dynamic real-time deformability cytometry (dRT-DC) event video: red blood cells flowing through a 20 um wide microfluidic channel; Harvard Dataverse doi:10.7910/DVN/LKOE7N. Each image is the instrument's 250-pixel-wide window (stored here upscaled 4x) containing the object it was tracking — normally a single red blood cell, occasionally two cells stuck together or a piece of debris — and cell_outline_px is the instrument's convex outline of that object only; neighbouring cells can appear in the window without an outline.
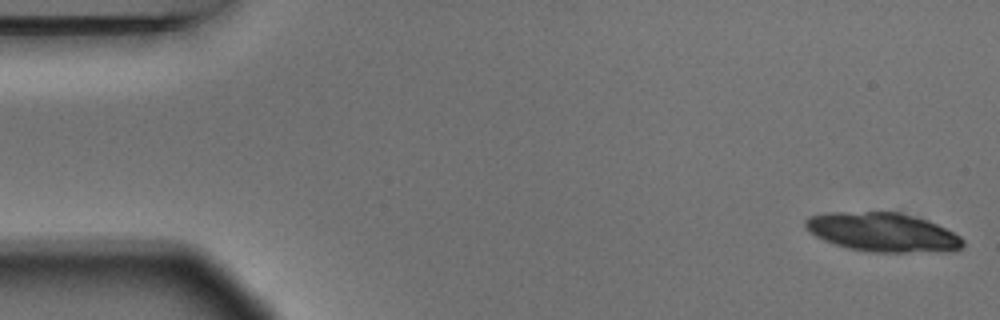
{"species": "Egyptian fruit bat (a non-hibernating species)", "species_latin": "Rousettus aegyptiacus", "temperature_condition": "warm", "stored_images_in_passage": 4, "camera_frame_rate_fps": 3000, "um_per_image_px": 0.085, "animal": {"sex": "male"}, "frame": {"image": 1, "passage_image": 1, "time_ms": 0.0, "image_size_px": [1000, 320], "cell_outline_px": [[964, 244], [960, 248], [908, 252], [868, 252], [848, 248], [824, 240], [816, 236], [804, 228], [804, 220], [808, 216], [824, 212], [896, 212], [928, 220], [960, 236], [964, 240]], "centroid_in_image_um": [74.92, 19.72], "position_along_channel_um": 10.1, "area_um2": 35.32}}